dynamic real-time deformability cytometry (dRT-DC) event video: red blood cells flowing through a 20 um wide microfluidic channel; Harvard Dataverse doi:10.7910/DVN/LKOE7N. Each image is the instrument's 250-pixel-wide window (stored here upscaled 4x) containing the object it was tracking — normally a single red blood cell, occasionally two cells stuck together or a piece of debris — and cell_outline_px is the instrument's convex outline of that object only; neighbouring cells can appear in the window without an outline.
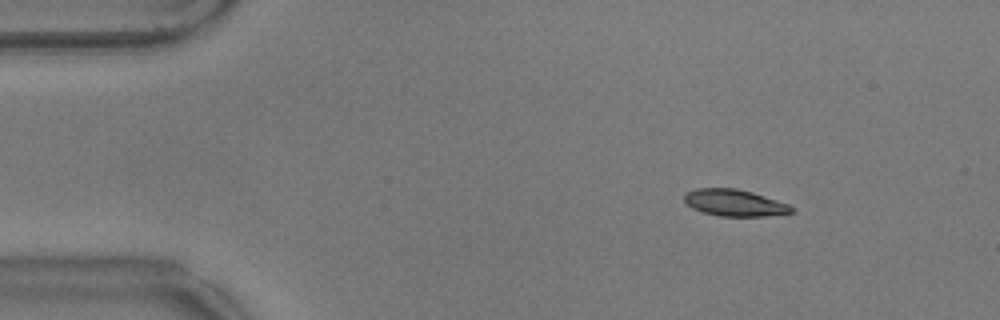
{"species": "common noctule bat (a hibernating species)", "species_latin": "Nyctalus noctula", "temperature_condition": "warm", "stored_images_in_passage": 57, "camera_frame_rate_fps": 3000, "um_per_image_px": 0.085, "animal": {"sex": "male", "body_mass_g": 17.9}, "frame": {"image": 1, "passage_image": 8, "time_ms": 2.333, "image_size_px": [1000, 320], "cell_outline_px": [[796, 212], [764, 216], [720, 216], [704, 212], [692, 208], [684, 200], [684, 196], [688, 192], [696, 188], [736, 188], [752, 192], [788, 204]], "centroid_in_image_um": [62.44, 17.24], "position_along_channel_um": 22.6, "area_um2": 16.47}}
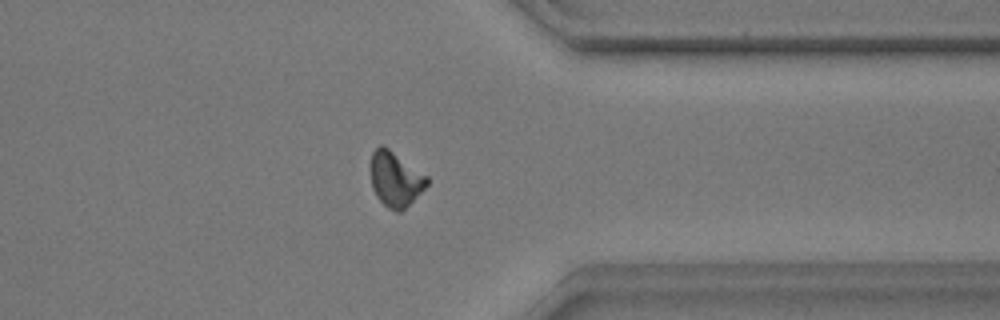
{"frame": {"image": 2, "passage_image": 45, "time_ms": 14.667, "image_size_px": [1000, 320], "cell_outline_px": [[428, 184], [400, 212], [396, 212], [388, 208], [376, 196], [372, 188], [372, 152], [380, 144], [384, 144], [428, 176]], "centroid_in_image_um": [33.61, 15.2], "position_along_channel_um": 377.8, "area_um2": 17.8}}
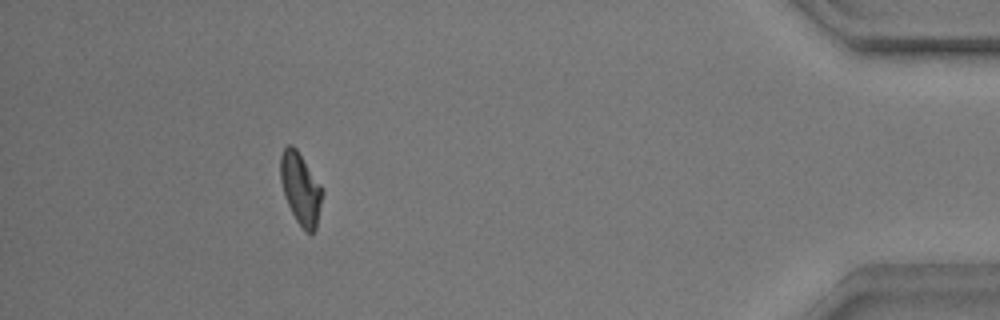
{"frame": {"image": 3, "passage_image": 52, "time_ms": 17.0, "image_size_px": [1000, 320], "cell_outline_px": [[324, 192], [316, 228], [312, 232], [304, 232], [296, 220], [284, 196], [280, 180], [280, 156], [284, 148], [288, 144], [292, 144], [296, 148], [320, 184]], "centroid_in_image_um": [25.54, 16.03], "position_along_channel_um": 409.7, "area_um2": 17.51}, "authors_computed_cell_mechanics": {"area_um2": 17.34, "velocity_mm_per_s": 3.5359, "shape_relaxation_time_tau1_ms": 5.8691, "shape_relaxation_time_tau2_ms": 3.0983, "deformation_change_tau1": 0.1741, "deformation_change_tau2": 0.0779}}